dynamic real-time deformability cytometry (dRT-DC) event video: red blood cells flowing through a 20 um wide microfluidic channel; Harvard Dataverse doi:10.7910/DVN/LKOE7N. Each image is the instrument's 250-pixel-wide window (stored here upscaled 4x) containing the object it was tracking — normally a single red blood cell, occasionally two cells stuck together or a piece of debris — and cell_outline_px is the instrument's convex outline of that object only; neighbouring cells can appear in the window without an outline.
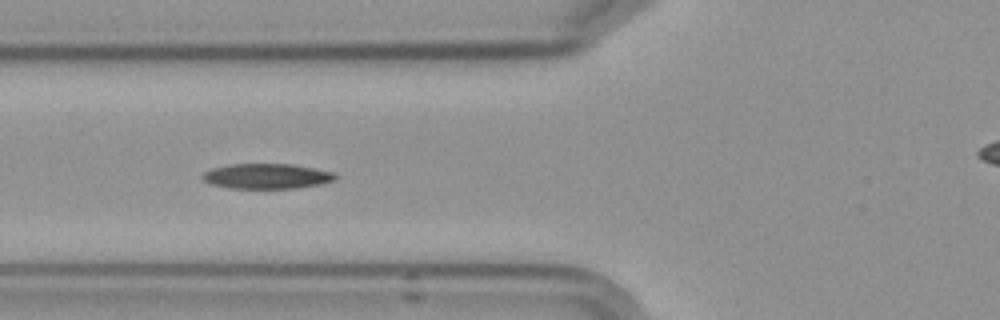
{"species": "Egyptian fruit bat (a non-hibernating species)", "species_latin": "Rousettus aegyptiacus", "temperature_condition": "cold", "stored_images_in_passage": 7, "camera_frame_rate_fps": 3000, "um_per_image_px": 0.085, "frame": {"image": 1, "passage_image": 6, "time_ms": 6.667, "image_size_px": [1000, 320], "cell_outline_px": [[336, 180], [320, 184], [296, 188], [228, 188], [208, 184], [200, 176], [204, 172], [212, 168], [228, 164], [292, 164], [332, 172], [336, 176]], "centroid_in_image_um": [22.61, 14.98], "position_along_channel_um": 103.2, "area_um2": 19.48}}
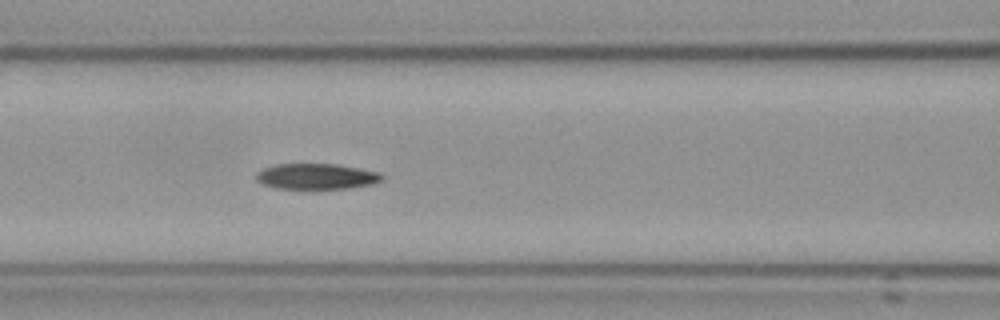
{"frame": {"image": 2, "passage_image": 7, "time_ms": 7.667, "image_size_px": [1000, 320], "cell_outline_px": [[384, 180], [372, 184], [348, 188], [276, 188], [264, 184], [256, 180], [256, 172], [264, 168], [276, 164], [336, 164], [360, 168], [380, 172], [384, 176]], "centroid_in_image_um": [26.93, 14.98], "position_along_channel_um": 139.7, "area_um2": 18.79}}